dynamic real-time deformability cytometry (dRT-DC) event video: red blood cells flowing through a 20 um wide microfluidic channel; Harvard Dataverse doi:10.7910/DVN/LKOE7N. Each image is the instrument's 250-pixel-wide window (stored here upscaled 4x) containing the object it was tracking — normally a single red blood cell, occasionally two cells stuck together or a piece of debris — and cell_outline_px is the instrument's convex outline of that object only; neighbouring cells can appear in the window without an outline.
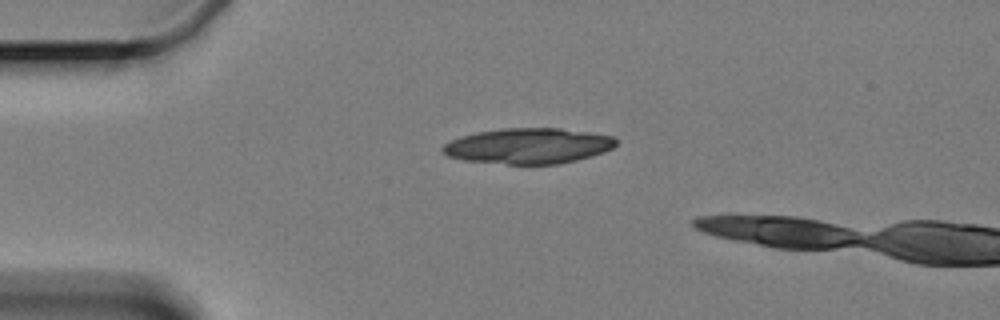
{"species": "Egyptian fruit bat (a non-hibernating species)", "species_latin": "Rousettus aegyptiacus", "temperature_condition": "cold", "stored_images_in_passage": 3, "camera_frame_rate_fps": 3000, "um_per_image_px": 0.085, "animal": {"sex": "female"}, "frame": {"image": 1, "passage_image": 1, "time_ms": 0.0, "image_size_px": [1000, 320], "cell_outline_px": [[616, 144], [612, 148], [604, 152], [592, 156], [560, 164], [508, 164], [464, 160], [448, 156], [440, 148], [444, 144], [460, 136], [476, 132], [504, 128], [560, 128], [588, 132], [612, 136], [616, 140]], "centroid_in_image_um": [44.9, 12.4], "position_along_channel_um": 40.1, "area_um2": 35.89}}